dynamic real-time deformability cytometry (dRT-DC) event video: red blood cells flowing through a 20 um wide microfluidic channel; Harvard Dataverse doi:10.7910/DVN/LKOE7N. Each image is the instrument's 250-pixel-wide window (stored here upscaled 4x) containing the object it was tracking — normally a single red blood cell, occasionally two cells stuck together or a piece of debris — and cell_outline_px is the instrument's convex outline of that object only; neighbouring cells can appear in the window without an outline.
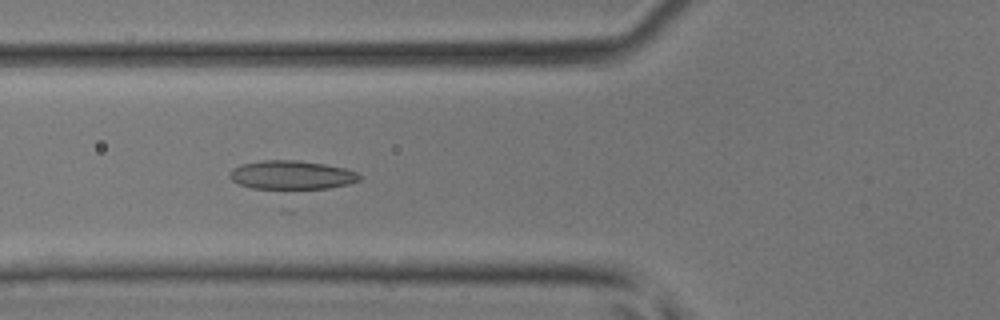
{"species": "common noctule bat (a hibernating species)", "species_latin": "Nyctalus noctula", "temperature_condition": "room temperature", "stored_images_in_passage": 21, "camera_frame_rate_fps": 3000, "um_per_image_px": 0.085, "animal": {"sex": "male", "body_mass_g": 17.9, "forearm_length_mm": 54.2}, "frame": {"image": 1, "passage_image": 5, "time_ms": 1.333, "image_size_px": [1000, 320], "cell_outline_px": [[360, 180], [348, 184], [328, 188], [252, 188], [240, 184], [232, 180], [228, 176], [232, 168], [240, 164], [264, 160], [296, 160], [324, 164], [344, 168], [356, 172], [360, 176]], "centroid_in_image_um": [24.76, 14.86], "position_along_channel_um": 101.0, "area_um2": 21.5}}
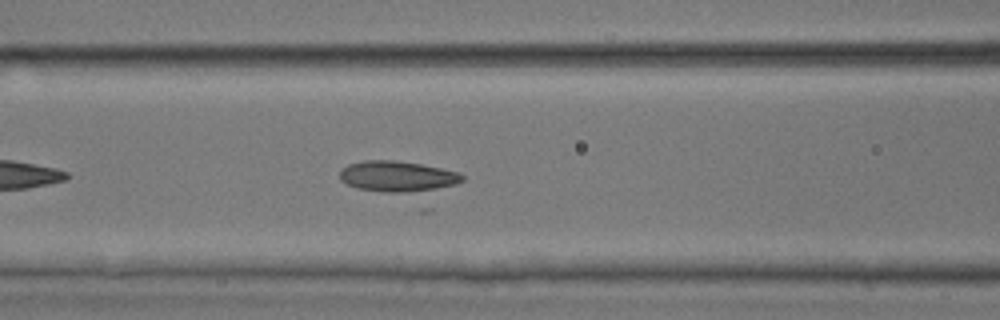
{"frame": {"image": 2, "passage_image": 7, "time_ms": 2.0, "image_size_px": [1000, 320], "cell_outline_px": [[464, 180], [456, 184], [424, 192], [384, 192], [356, 188], [340, 180], [340, 168], [348, 164], [364, 160], [396, 160], [420, 164], [440, 168], [456, 172], [464, 176]], "centroid_in_image_um": [33.76, 14.99], "position_along_channel_um": 132.8, "area_um2": 22.08}}
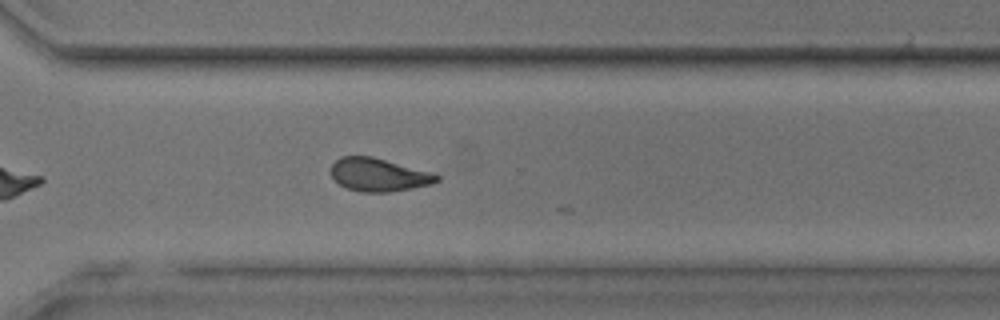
{"frame": {"image": 3, "passage_image": 20, "time_ms": 6.333, "image_size_px": [1000, 320], "cell_outline_px": [[440, 180], [432, 184], [388, 192], [360, 192], [348, 188], [340, 184], [332, 176], [332, 164], [340, 156], [372, 156], [428, 172], [440, 176]], "centroid_in_image_um": [32.16, 14.86], "position_along_channel_um": 338.4, "area_um2": 20.0}}